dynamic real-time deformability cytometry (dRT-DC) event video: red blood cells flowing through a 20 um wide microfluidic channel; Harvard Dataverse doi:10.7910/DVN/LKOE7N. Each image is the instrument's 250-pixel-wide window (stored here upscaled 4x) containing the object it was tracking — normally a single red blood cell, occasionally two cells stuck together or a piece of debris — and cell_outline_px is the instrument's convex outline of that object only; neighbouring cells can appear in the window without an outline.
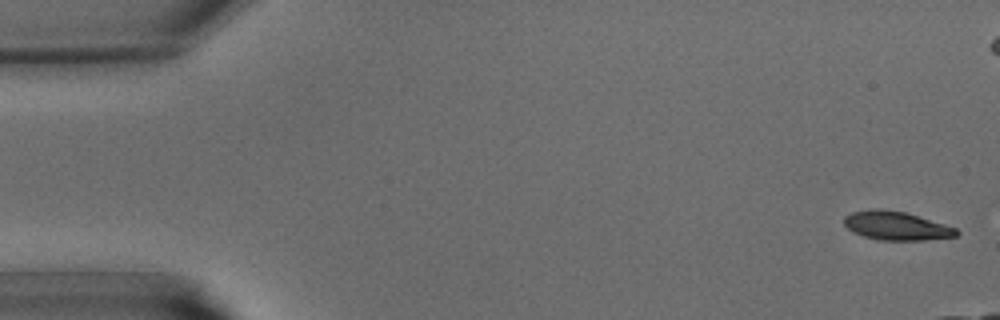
{"species": "common noctule bat (a hibernating species)", "species_latin": "Nyctalus noctula", "temperature_condition": "warm", "stored_images_in_passage": 34, "camera_frame_rate_fps": 3000, "um_per_image_px": 0.085, "animal": {"sex": "male", "body_mass_g": 15.6}, "frame": {"image": 1, "passage_image": 1, "time_ms": 0.0, "image_size_px": [1000, 320], "cell_outline_px": [[960, 232], [956, 236], [924, 240], [876, 240], [852, 232], [844, 224], [844, 216], [852, 212], [868, 208], [876, 208], [904, 212], [944, 224], [956, 228]], "centroid_in_image_um": [76.14, 19.19], "position_along_channel_um": 8.9, "area_um2": 18.73}}
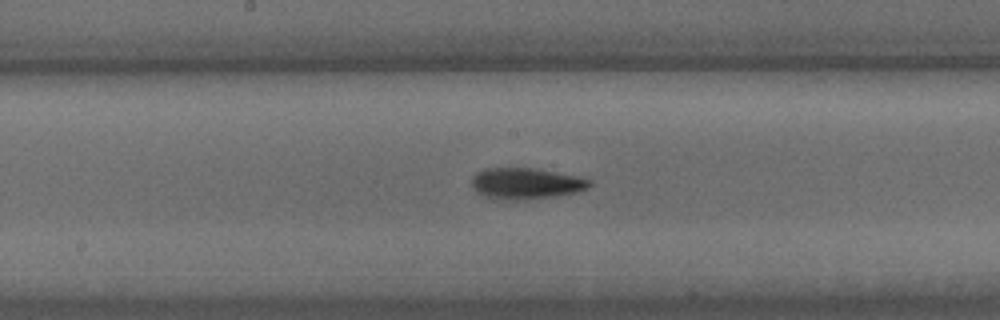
{"frame": {"image": 2, "passage_image": 21, "time_ms": 6.667, "image_size_px": [1000, 320], "cell_outline_px": [[592, 184], [588, 188], [576, 192], [556, 196], [492, 200], [476, 192], [472, 188], [472, 176], [476, 172], [484, 168], [536, 168], [580, 176], [592, 180]], "centroid_in_image_um": [44.69, 15.57], "position_along_channel_um": 203.5, "area_um2": 21.5}}
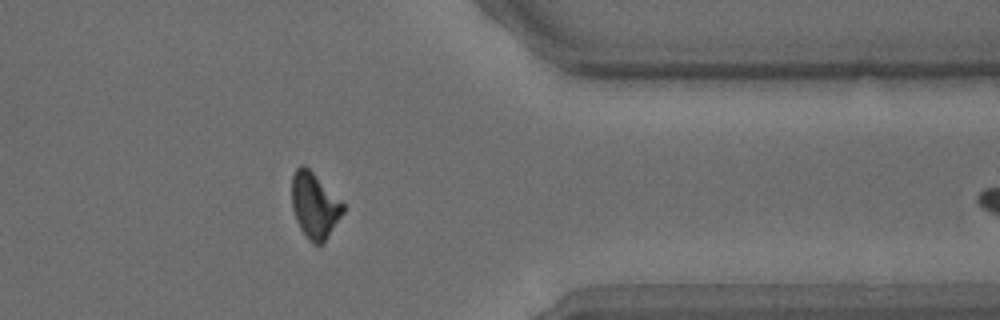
{"frame": {"image": 3, "passage_image": 33, "time_ms": 10.667, "image_size_px": [1000, 320], "cell_outline_px": [[344, 212], [324, 244], [312, 244], [308, 240], [300, 228], [296, 220], [292, 208], [292, 176], [296, 168], [300, 164], [304, 164], [344, 204]], "centroid_in_image_um": [26.73, 17.5], "position_along_channel_um": 384.7, "area_um2": 19.59}}